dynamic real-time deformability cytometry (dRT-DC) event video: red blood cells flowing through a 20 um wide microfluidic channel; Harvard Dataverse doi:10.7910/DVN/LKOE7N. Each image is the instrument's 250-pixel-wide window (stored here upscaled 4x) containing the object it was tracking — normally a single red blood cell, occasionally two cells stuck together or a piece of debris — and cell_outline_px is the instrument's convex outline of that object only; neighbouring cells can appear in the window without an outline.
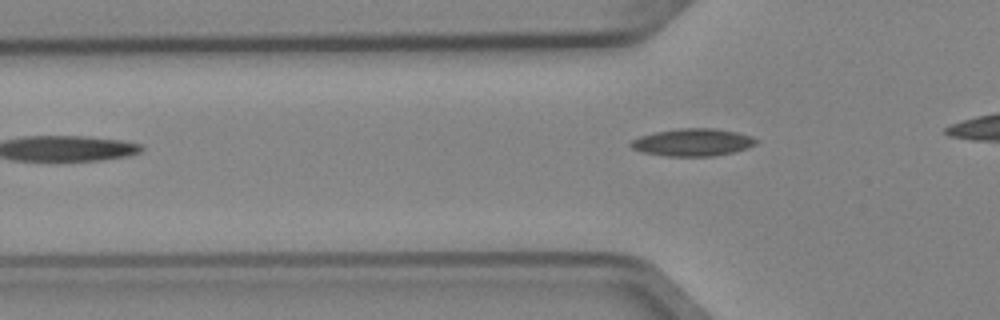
{"species": "Egyptian fruit bat (a non-hibernating species)", "species_latin": "Rousettus aegyptiacus", "temperature_condition": "cold", "stored_images_in_passage": 3, "segment_of_instrument_passage": [2, 2], "camera_frame_rate_fps": 3000, "um_per_image_px": 0.085, "animal": {"sex": "female"}, "frame": {"image": 1, "passage_image": 3, "time_ms": 0.667, "image_size_px": [1000, 320], "cell_outline_px": [[756, 144], [748, 148], [732, 152], [712, 156], [668, 156], [640, 152], [632, 148], [628, 144], [632, 140], [640, 136], [652, 132], [680, 128], [716, 128], [736, 132], [752, 136], [756, 140]], "centroid_in_image_um": [58.84, 12.09], "position_along_channel_um": 67.0, "area_um2": 20.11}}